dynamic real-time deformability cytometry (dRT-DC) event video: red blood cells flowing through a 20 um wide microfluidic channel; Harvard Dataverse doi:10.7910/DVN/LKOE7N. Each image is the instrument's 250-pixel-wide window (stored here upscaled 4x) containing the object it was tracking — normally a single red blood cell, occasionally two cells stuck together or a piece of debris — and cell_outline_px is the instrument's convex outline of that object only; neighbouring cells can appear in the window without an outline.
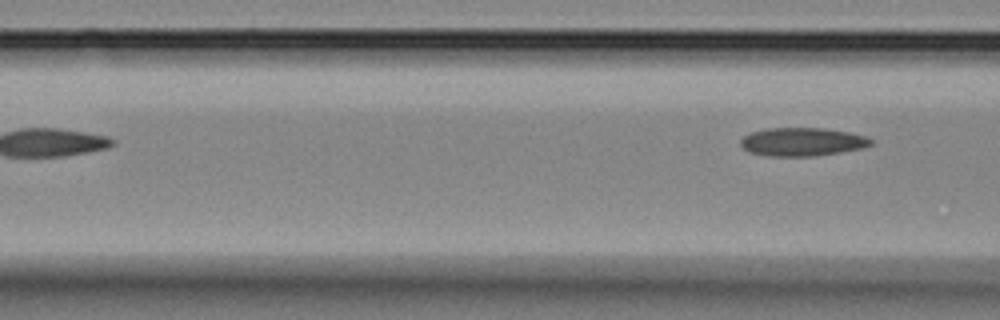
{"species": "Egyptian fruit bat (a non-hibernating species)", "species_latin": "Rousettus aegyptiacus", "temperature_condition": "room temperature", "stored_images_in_passage": 6, "camera_frame_rate_fps": 3000, "um_per_image_px": 0.085, "animal": {"sex": "female"}, "frame": {"image": 1, "passage_image": 6, "time_ms": 5.667, "image_size_px": [1000, 320], "cell_outline_px": [[872, 144], [860, 148], [840, 152], [812, 156], [768, 156], [748, 152], [740, 144], [740, 140], [744, 136], [752, 132], [768, 128], [824, 128], [848, 132], [864, 136], [872, 140]], "centroid_in_image_um": [68.15, 12.05], "position_along_channel_um": 98.5, "area_um2": 21.33}}